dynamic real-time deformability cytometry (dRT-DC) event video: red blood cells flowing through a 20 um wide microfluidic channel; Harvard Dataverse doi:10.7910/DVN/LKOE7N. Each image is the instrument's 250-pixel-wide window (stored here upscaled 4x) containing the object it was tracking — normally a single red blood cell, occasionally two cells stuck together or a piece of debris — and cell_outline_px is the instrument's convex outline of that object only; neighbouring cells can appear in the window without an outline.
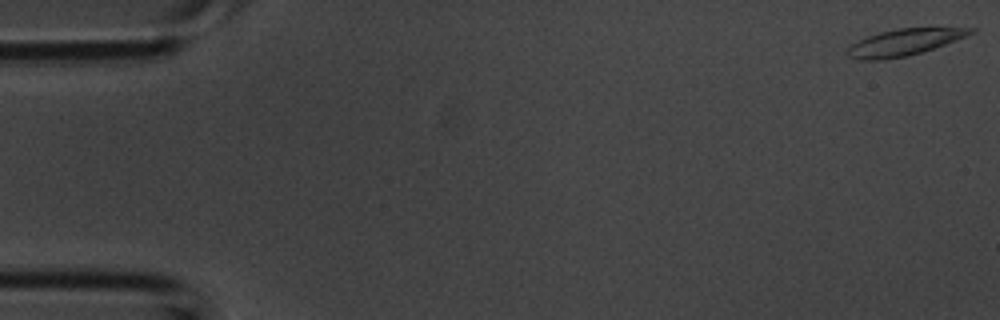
{"species": "common noctule bat (a hibernating species)", "species_latin": "Nyctalus noctula", "temperature_condition": "room temperature", "stored_images_in_passage": 43, "camera_frame_rate_fps": 3000, "um_per_image_px": 0.085, "animal": {"sex": "male", "body_mass_g": 20.1, "forearm_length_mm": 53.5}, "frame": {"image": 1, "passage_image": 1, "time_ms": 0.0, "image_size_px": [1000, 320], "cell_outline_px": [[976, 32], [956, 40], [908, 56], [880, 60], [860, 60], [848, 56], [848, 48], [852, 44], [868, 36], [880, 32], [896, 28], [976, 28]], "centroid_in_image_um": [76.85, 3.59], "position_along_channel_um": 8.1, "area_um2": 18.73}}
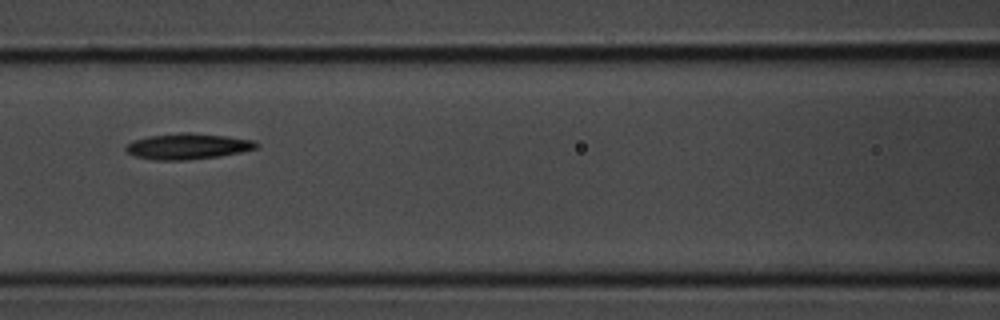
{"frame": {"image": 2, "passage_image": 19, "time_ms": 6.0, "image_size_px": [1000, 320], "cell_outline_px": [[256, 148], [240, 152], [216, 156], [184, 160], [152, 160], [136, 156], [128, 152], [124, 148], [132, 140], [148, 136], [180, 132], [192, 132], [228, 136], [252, 140], [256, 144]], "centroid_in_image_um": [15.9, 12.42], "position_along_channel_um": 150.7, "area_um2": 19.48}}
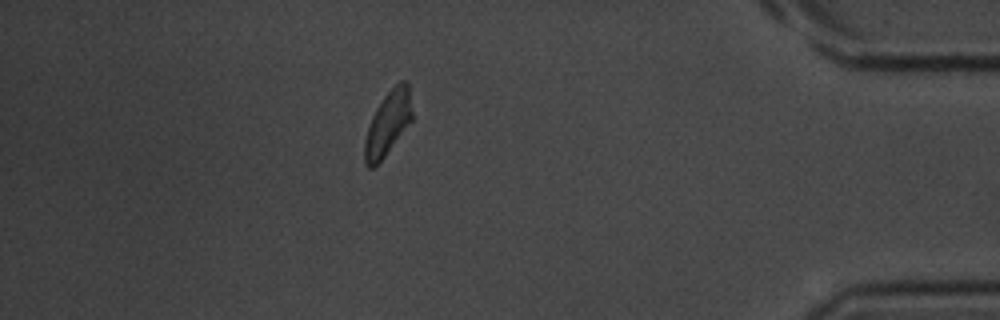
{"frame": {"image": 3, "passage_image": 38, "time_ms": 12.333, "image_size_px": [1000, 320], "cell_outline_px": [[412, 120], [384, 156], [372, 168], [368, 168], [364, 164], [364, 140], [372, 116], [376, 108], [384, 96], [400, 80], [404, 80], [408, 84], [412, 112]], "centroid_in_image_um": [32.95, 10.48], "position_along_channel_um": 402.3, "area_um2": 17.4}}